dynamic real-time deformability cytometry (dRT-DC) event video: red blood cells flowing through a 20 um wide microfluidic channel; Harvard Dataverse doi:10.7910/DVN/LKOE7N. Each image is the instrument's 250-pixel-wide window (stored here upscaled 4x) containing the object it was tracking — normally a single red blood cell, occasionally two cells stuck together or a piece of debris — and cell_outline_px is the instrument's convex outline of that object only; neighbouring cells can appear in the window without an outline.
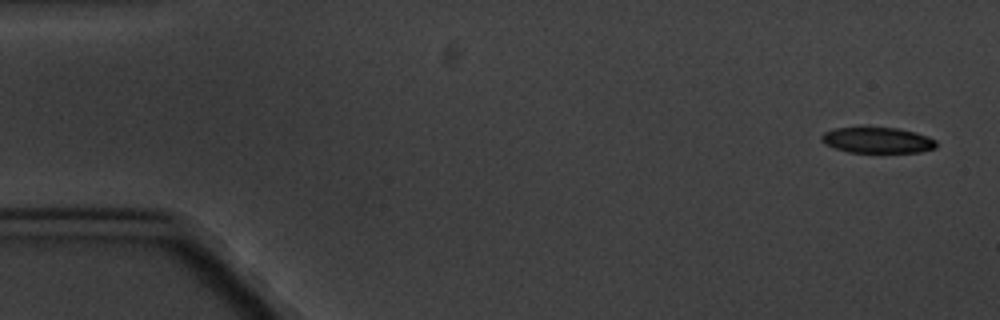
{"species": "common noctule bat (a hibernating species)", "species_latin": "Nyctalus noctula", "temperature_condition": "cold", "stored_images_in_passage": 5, "camera_frame_rate_fps": 3000, "um_per_image_px": 0.085, "animal": {"sex": "male", "body_mass_g": 20.1, "forearm_length_mm": 53.5}, "frame": {"image": 1, "passage_image": 1, "time_ms": 0.0, "image_size_px": [1000, 320], "cell_outline_px": [[936, 148], [920, 152], [848, 152], [824, 144], [820, 140], [820, 136], [824, 132], [836, 128], [896, 128], [916, 132], [928, 136], [936, 140]], "centroid_in_image_um": [74.58, 11.92], "position_along_channel_um": 10.4, "area_um2": 17.17}}
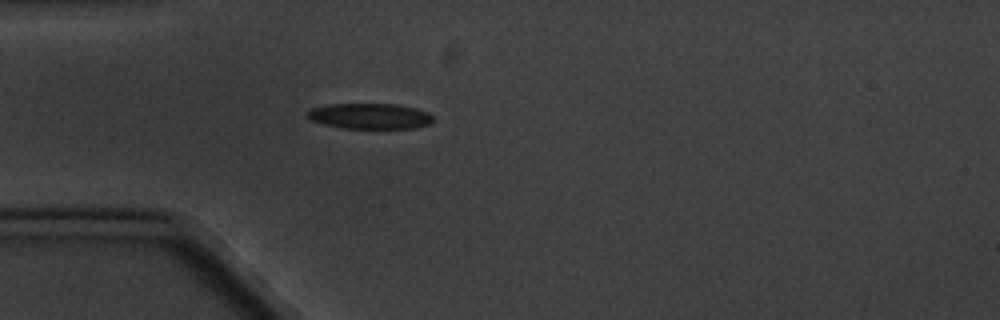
{"frame": {"image": 2, "passage_image": 5, "time_ms": 4.667, "image_size_px": [1000, 320], "cell_outline_px": [[432, 120], [428, 124], [412, 128], [340, 128], [324, 124], [312, 120], [304, 116], [312, 108], [332, 104], [396, 104], [416, 108], [428, 112], [432, 116]], "centroid_in_image_um": [31.42, 9.87], "position_along_channel_um": 53.6, "area_um2": 18.61}}